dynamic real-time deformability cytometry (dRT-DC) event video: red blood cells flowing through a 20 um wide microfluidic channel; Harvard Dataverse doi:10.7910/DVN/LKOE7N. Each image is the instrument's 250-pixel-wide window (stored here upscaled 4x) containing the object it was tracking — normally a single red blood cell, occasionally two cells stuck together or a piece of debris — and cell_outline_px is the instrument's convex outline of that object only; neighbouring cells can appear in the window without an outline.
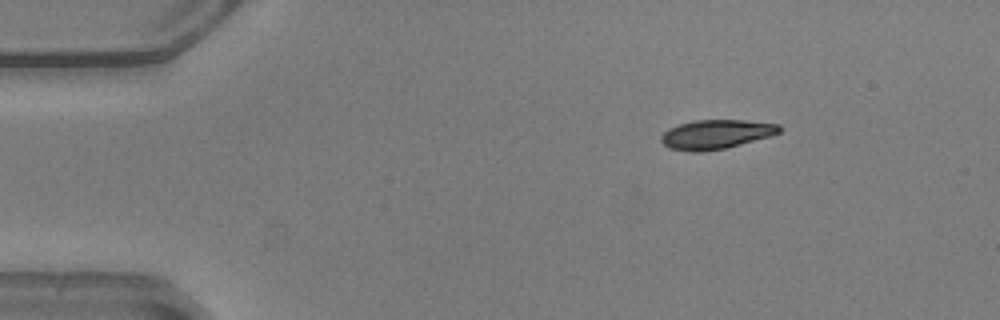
{"species": "common noctule bat (a hibernating species)", "species_latin": "Nyctalus noctula", "temperature_condition": "warm", "stored_images_in_passage": 40, "camera_frame_rate_fps": 3000, "um_per_image_px": 0.085, "animal": {"sex": "male", "body_mass_g": 20.5, "forearm_length_mm": 52.5}, "frame": {"image": 1, "passage_image": 1, "time_ms": 0.0, "image_size_px": [1000, 320], "cell_outline_px": [[784, 128], [780, 132], [772, 136], [724, 148], [700, 152], [692, 152], [668, 148], [660, 140], [660, 136], [668, 128], [692, 120], [744, 120], [780, 124]], "centroid_in_image_um": [60.88, 11.41], "position_along_channel_um": 24.1, "area_um2": 20.29}}
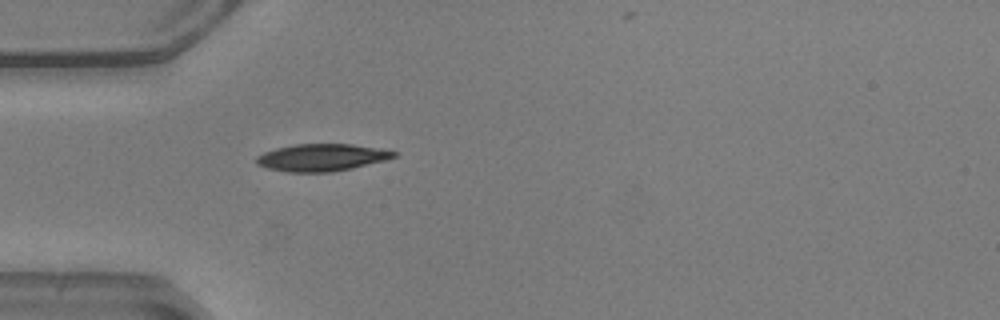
{"frame": {"image": 2, "passage_image": 9, "time_ms": 2.667, "image_size_px": [1000, 320], "cell_outline_px": [[396, 156], [384, 160], [352, 168], [332, 172], [288, 172], [268, 168], [256, 164], [256, 156], [264, 152], [276, 148], [296, 144], [352, 144], [380, 148], [396, 152]], "centroid_in_image_um": [27.32, 13.38], "position_along_channel_um": 57.7, "area_um2": 21.68}}
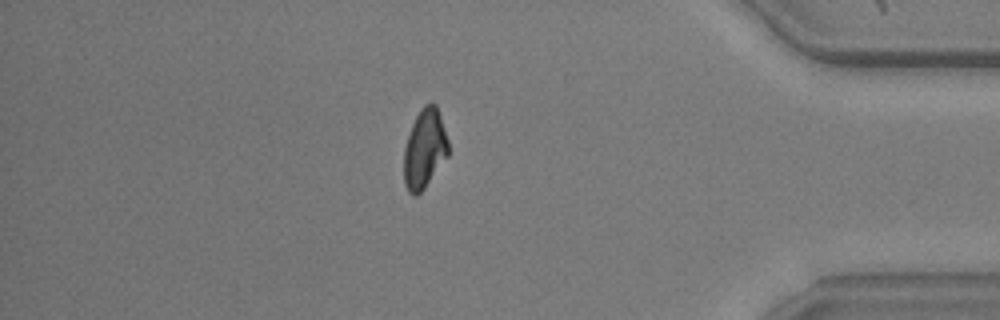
{"frame": {"image": 3, "passage_image": 38, "time_ms": 12.333, "image_size_px": [1000, 320], "cell_outline_px": [[448, 156], [424, 188], [416, 196], [412, 196], [408, 192], [404, 184], [404, 148], [412, 124], [420, 108], [424, 104], [436, 104], [448, 140]], "centroid_in_image_um": [36.08, 12.67], "position_along_channel_um": 399.1, "area_um2": 20.4}}